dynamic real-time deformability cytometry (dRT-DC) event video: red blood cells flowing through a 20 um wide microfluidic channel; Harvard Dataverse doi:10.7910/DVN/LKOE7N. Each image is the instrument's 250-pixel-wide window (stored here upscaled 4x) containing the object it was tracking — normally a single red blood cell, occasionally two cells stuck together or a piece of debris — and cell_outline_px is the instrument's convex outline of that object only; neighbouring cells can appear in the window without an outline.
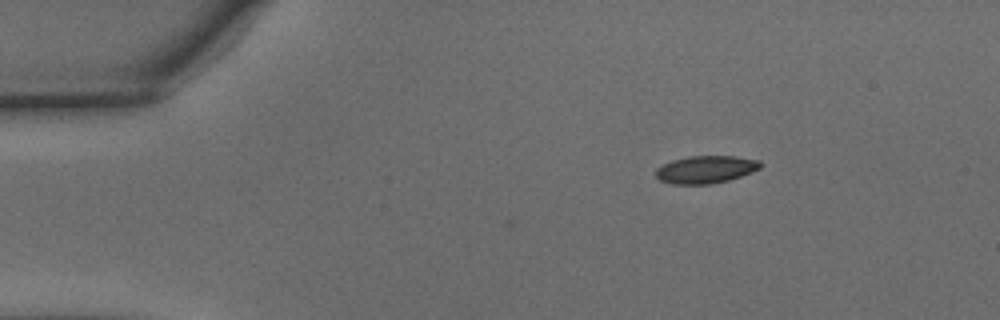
{"species": "common noctule bat (a hibernating species)", "species_latin": "Nyctalus noctula", "temperature_condition": "warm", "stored_images_in_passage": 40, "camera_frame_rate_fps": 3000, "um_per_image_px": 0.085, "animal": {"sex": "male", "body_mass_g": 15.6}, "frame": {"image": 1, "passage_image": 1, "time_ms": 0.0, "image_size_px": [1000, 320], "cell_outline_px": [[764, 164], [760, 168], [752, 172], [728, 180], [712, 184], [672, 184], [660, 180], [656, 176], [656, 168], [672, 160], [688, 156], [736, 156], [760, 160]], "centroid_in_image_um": [60.01, 14.4], "position_along_channel_um": 25.0, "area_um2": 16.88}}
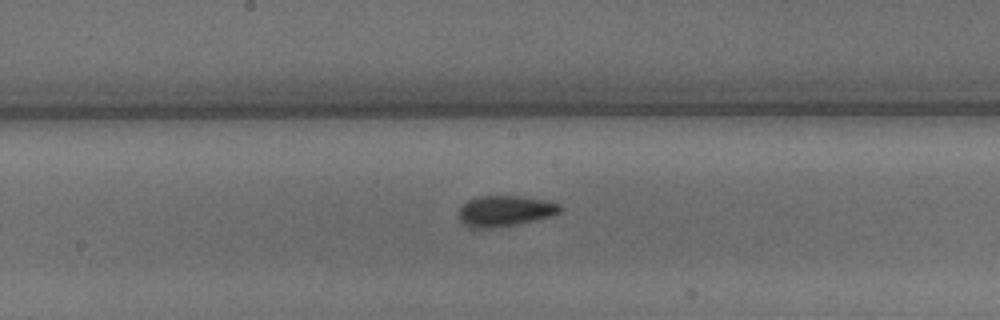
{"frame": {"image": 2, "passage_image": 21, "time_ms": 6.667, "image_size_px": [1000, 320], "cell_outline_px": [[564, 208], [560, 212], [552, 216], [516, 224], [492, 228], [468, 228], [460, 220], [460, 208], [468, 200], [476, 196], [520, 196], [548, 200], [560, 204]], "centroid_in_image_um": [42.96, 17.92], "position_along_channel_um": 205.2, "area_um2": 18.26}}
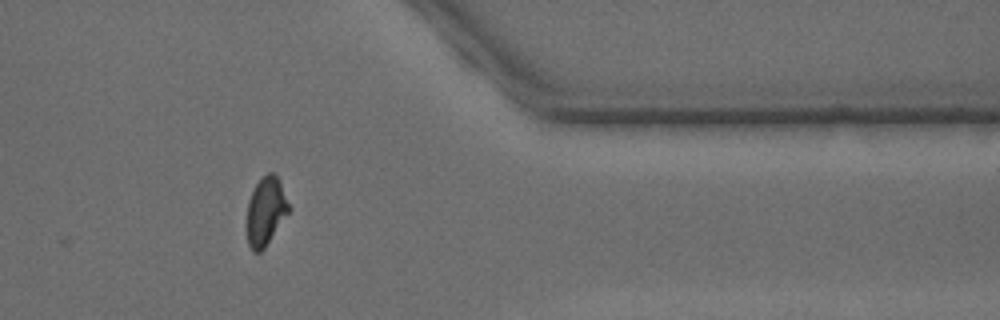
{"frame": {"image": 3, "passage_image": 37, "time_ms": 12.0, "image_size_px": [1000, 320], "cell_outline_px": [[292, 208], [264, 248], [260, 252], [252, 252], [248, 244], [248, 200], [260, 176], [268, 172], [272, 172], [276, 176]], "centroid_in_image_um": [22.6, 17.94], "position_along_channel_um": 388.8, "area_um2": 16.53}, "authors_computed_cell_mechanics": {"area_um2": 17.3111, "velocity_mm_per_s": 3.7634, "shape_relaxation_time_tau1_ms": 3.6285, "shape_relaxation_time_tau2_ms": 3.0684, "deformation_change_tau1": 0.1352, "deformation_change_tau2": 0.088}}